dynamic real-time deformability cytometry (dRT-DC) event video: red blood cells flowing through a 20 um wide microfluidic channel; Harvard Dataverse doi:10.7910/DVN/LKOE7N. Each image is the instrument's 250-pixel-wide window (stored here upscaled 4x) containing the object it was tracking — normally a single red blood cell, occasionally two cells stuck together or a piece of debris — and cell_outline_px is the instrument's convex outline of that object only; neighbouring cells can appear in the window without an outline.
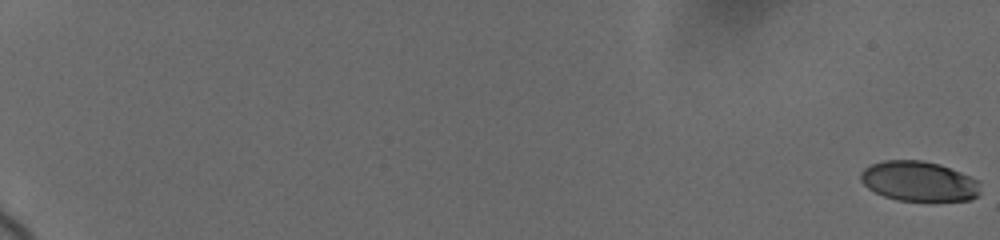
{"species": "human", "species_latin": "Homo sapiens", "temperature_condition": "cold", "stored_images_in_passage": 14, "camera_frame_rate_fps": 3000, "um_per_image_px": 0.085, "donor": {"sex": "female"}, "frame": {"image": 1, "passage_image": 1, "time_ms": 0.0, "image_size_px": [1000, 240], "cell_outline_px": [[980, 196], [972, 200], [896, 200], [884, 196], [868, 188], [860, 180], [860, 172], [864, 168], [872, 164], [884, 160], [924, 160], [940, 164], [960, 172], [976, 180], [980, 184]], "centroid_in_image_um": [78.1, 15.4], "position_along_channel_um": 6.9, "area_um2": 27.86}}
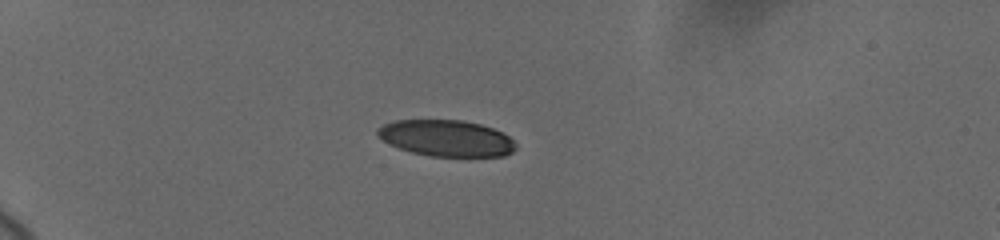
{"frame": {"image": 2, "passage_image": 10, "time_ms": 6.333, "image_size_px": [1000, 240], "cell_outline_px": [[516, 148], [512, 152], [504, 156], [428, 156], [412, 152], [400, 148], [376, 136], [376, 128], [384, 124], [396, 120], [464, 120], [480, 124], [504, 132], [516, 144]], "centroid_in_image_um": [37.95, 11.74], "position_along_channel_um": 47.1, "area_um2": 29.25}}
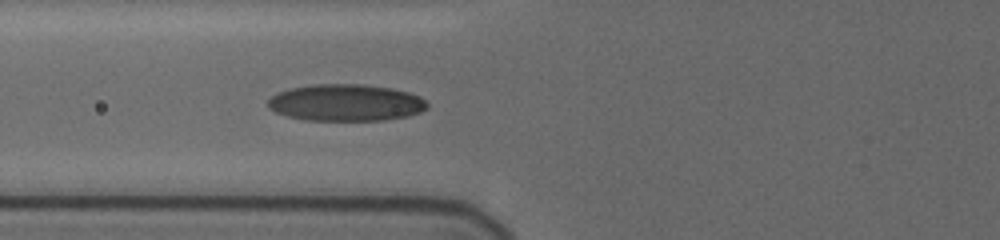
{"frame": {"image": 3, "passage_image": 14, "time_ms": 9.0, "image_size_px": [1000, 240], "cell_outline_px": [[428, 108], [420, 112], [408, 116], [384, 120], [304, 120], [288, 116], [276, 112], [268, 108], [268, 100], [276, 92], [292, 88], [312, 84], [360, 84], [392, 88], [408, 92], [420, 96], [428, 104]], "centroid_in_image_um": [29.4, 8.72], "position_along_channel_um": 96.4, "area_um2": 34.22}}